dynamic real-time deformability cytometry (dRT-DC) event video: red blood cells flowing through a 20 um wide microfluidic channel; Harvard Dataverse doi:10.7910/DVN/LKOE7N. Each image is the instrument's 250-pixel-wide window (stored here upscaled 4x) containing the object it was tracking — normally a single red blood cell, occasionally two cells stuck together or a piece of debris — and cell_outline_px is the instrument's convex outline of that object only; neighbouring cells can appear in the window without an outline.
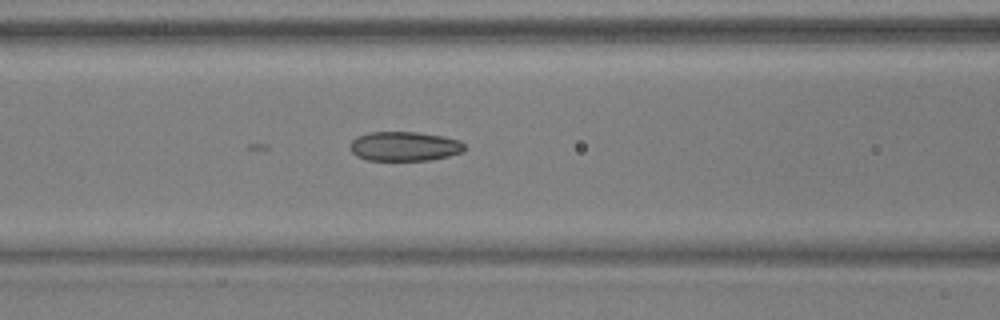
{"species": "common noctule bat (a hibernating species)", "species_latin": "Nyctalus noctula", "temperature_condition": "warm", "stored_images_in_passage": 27, "camera_frame_rate_fps": 3000, "um_per_image_px": 0.085, "animal": {"sex": "male", "body_mass_g": 17.9, "forearm_length_mm": 54.2}, "frame": {"image": 1, "passage_image": 6, "time_ms": 1.667, "image_size_px": [1000, 320], "cell_outline_px": [[468, 148], [464, 152], [432, 160], [368, 160], [356, 156], [348, 148], [352, 140], [356, 136], [368, 132], [416, 132], [444, 136], [460, 140]], "centroid_in_image_um": [34.39, 12.43], "position_along_channel_um": 132.2, "area_um2": 19.94}}
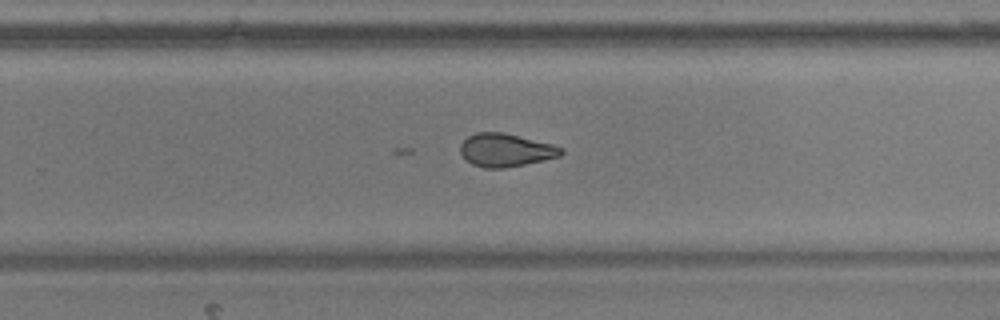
{"frame": {"image": 2, "passage_image": 18, "time_ms": 5.667, "image_size_px": [1000, 320], "cell_outline_px": [[564, 152], [560, 156], [544, 160], [504, 168], [484, 168], [472, 164], [460, 152], [460, 144], [468, 136], [476, 132], [500, 132], [552, 144], [564, 148]], "centroid_in_image_um": [42.98, 12.76], "position_along_channel_um": 286.8, "area_um2": 19.25}}